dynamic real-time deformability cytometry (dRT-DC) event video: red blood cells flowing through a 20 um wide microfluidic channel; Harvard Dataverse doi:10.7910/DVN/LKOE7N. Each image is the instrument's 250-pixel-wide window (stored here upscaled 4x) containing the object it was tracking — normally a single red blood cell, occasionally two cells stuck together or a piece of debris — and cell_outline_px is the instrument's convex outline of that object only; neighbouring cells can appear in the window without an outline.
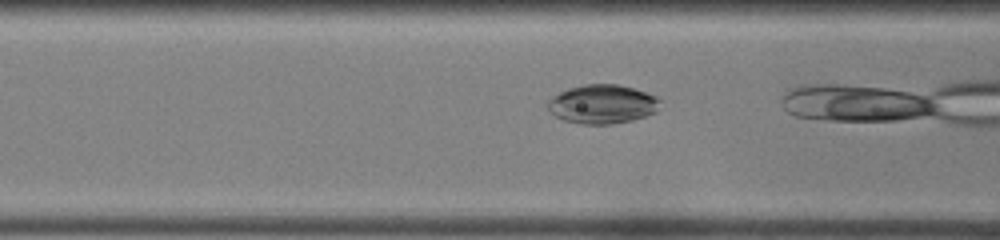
{"species": "common noctule bat (a hibernating species)", "species_latin": "Nyctalus noctula", "temperature_condition": "room temperature", "stored_images_in_passage": 15, "camera_frame_rate_fps": 3000, "um_per_image_px": 0.085, "animal": {"sex": "female", "body_mass_g": 22.0, "forearm_length_mm": 56.7}, "frame": {"image": 1, "passage_image": 7, "time_ms": 2.0, "image_size_px": [1000, 240], "cell_outline_px": [[660, 100], [656, 112], [632, 120], [612, 124], [580, 124], [564, 120], [556, 116], [548, 108], [548, 100], [552, 96], [568, 88], [584, 84], [616, 84], [632, 88], [656, 96]], "centroid_in_image_um": [51.18, 8.85], "position_along_channel_um": 115.4, "area_um2": 25.32}}